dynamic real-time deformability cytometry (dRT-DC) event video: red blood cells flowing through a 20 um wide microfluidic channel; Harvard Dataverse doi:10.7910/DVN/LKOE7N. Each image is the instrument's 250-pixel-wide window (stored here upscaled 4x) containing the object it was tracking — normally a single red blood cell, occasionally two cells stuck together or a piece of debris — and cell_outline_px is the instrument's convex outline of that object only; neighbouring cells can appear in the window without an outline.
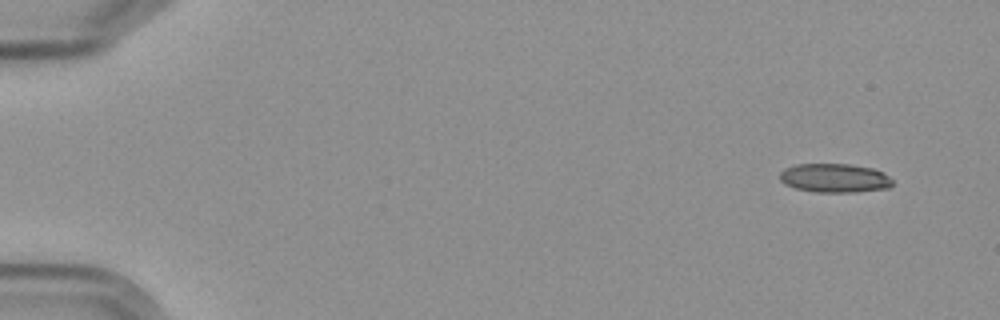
{"species": "Egyptian fruit bat (a non-hibernating species)", "species_latin": "Rousettus aegyptiacus", "temperature_condition": "cold", "stored_images_in_passage": 5, "camera_frame_rate_fps": 3000, "um_per_image_px": 0.085, "frame": {"image": 1, "passage_image": 1, "time_ms": 0.0, "image_size_px": [1000, 320], "cell_outline_px": [[892, 188], [856, 192], [816, 192], [796, 188], [784, 184], [780, 180], [780, 172], [784, 168], [796, 164], [848, 164], [872, 168], [884, 172], [892, 180]], "centroid_in_image_um": [70.95, 15.13], "position_along_channel_um": 14.0, "area_um2": 19.13}}
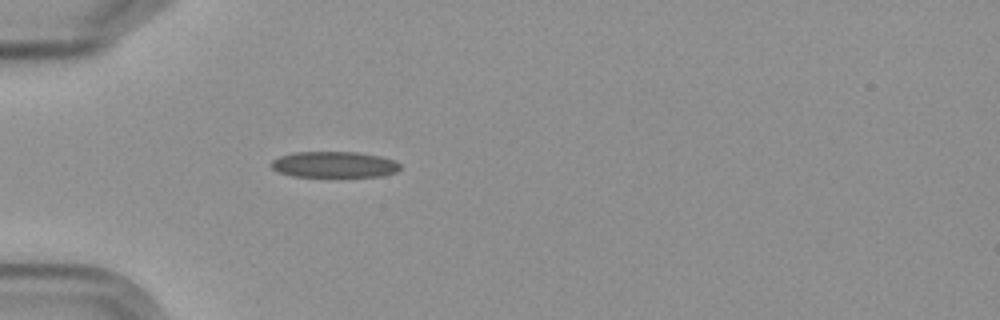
{"frame": {"image": 2, "passage_image": 5, "time_ms": 4.667, "image_size_px": [1000, 320], "cell_outline_px": [[400, 168], [396, 172], [380, 176], [292, 176], [276, 172], [268, 164], [272, 160], [280, 156], [296, 152], [356, 152], [380, 156], [396, 160], [400, 164]], "centroid_in_image_um": [28.38, 13.98], "position_along_channel_um": 56.6, "area_um2": 19.59}}